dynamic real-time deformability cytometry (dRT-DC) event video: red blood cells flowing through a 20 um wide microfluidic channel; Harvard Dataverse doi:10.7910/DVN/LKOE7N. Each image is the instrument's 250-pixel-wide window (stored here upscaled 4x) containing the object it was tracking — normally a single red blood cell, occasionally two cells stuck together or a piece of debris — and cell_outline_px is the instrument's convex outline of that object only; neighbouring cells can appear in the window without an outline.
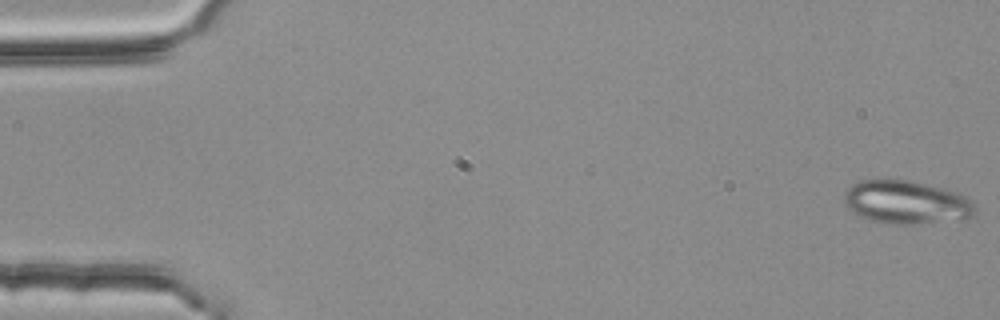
{"species": "common noctule bat (a hibernating species)", "species_latin": "Nyctalus noctula", "temperature_condition": "room temperature", "stored_images_in_passage": 54, "camera_frame_rate_fps": 3000, "um_per_image_px": 0.085, "animal": {"sex": "female", "body_mass_g": 25.1}, "frame": {"image": 1, "passage_image": 1, "time_ms": 0.0, "image_size_px": [1000, 320], "cell_outline_px": [[976, 208], [968, 216], [916, 224], [884, 224], [868, 220], [852, 212], [848, 208], [844, 200], [844, 192], [856, 180], [912, 180], [960, 192], [968, 196], [972, 200]], "centroid_in_image_um": [76.98, 17.17], "position_along_channel_um": 8.0, "area_um2": 33.0}}
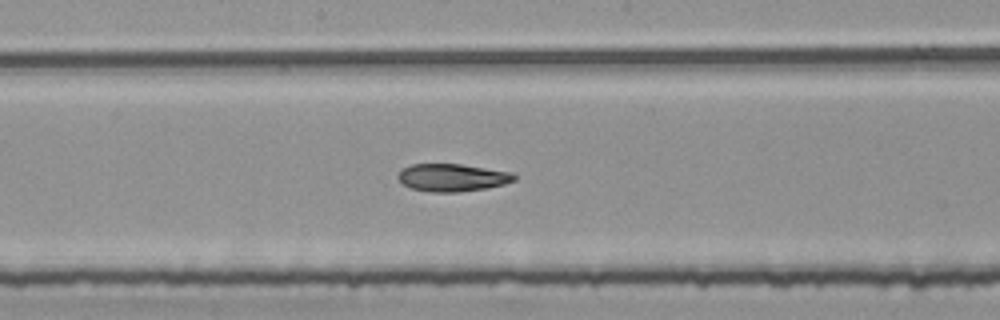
{"frame": {"image": 2, "passage_image": 29, "time_ms": 9.333, "image_size_px": [1000, 320], "cell_outline_px": [[516, 180], [504, 184], [488, 188], [460, 192], [432, 192], [408, 188], [396, 176], [404, 168], [412, 164], [460, 164], [512, 172], [516, 176]], "centroid_in_image_um": [38.46, 15.1], "position_along_channel_um": 209.7, "area_um2": 18.73}}
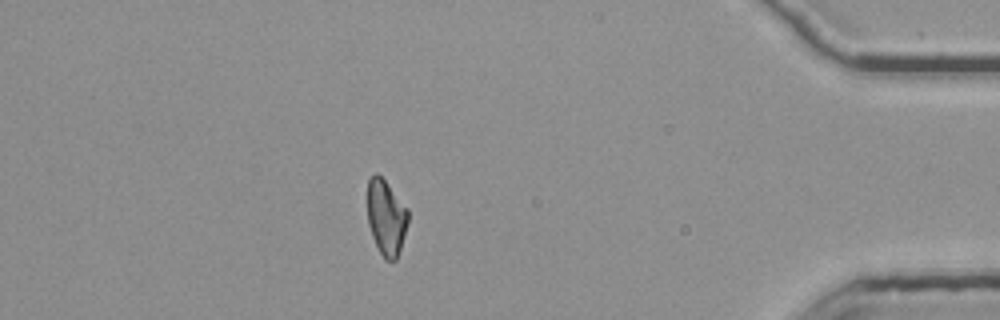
{"frame": {"image": 3, "passage_image": 48, "time_ms": 15.667, "image_size_px": [1000, 320], "cell_outline_px": [[408, 220], [400, 248], [396, 260], [384, 260], [372, 236], [368, 224], [368, 180], [376, 172], [384, 180], [408, 208]], "centroid_in_image_um": [32.82, 18.48], "position_along_channel_um": 402.4, "area_um2": 17.57}, "authors_computed_cell_mechanics": {"area_um2": 19.3341, "velocity_mm_per_s": 3.787, "shape_relaxation_time_tau1_ms": 9.8089, "shape_relaxation_time_tau2_ms": 7.6482, "deformation_change_tau1": 0.2292, "deformation_change_tau2": 0.1512}}